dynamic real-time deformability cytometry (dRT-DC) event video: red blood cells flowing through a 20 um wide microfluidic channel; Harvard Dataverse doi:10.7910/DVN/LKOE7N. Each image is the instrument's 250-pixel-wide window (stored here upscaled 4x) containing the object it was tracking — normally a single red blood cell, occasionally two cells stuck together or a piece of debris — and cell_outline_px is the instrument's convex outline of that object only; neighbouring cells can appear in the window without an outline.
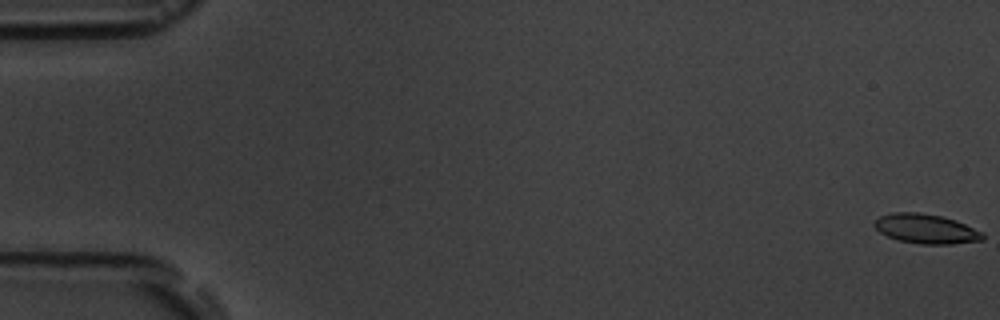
{"species": "common noctule bat (a hibernating species)", "species_latin": "Nyctalus noctula", "temperature_condition": "room temperature", "stored_images_in_passage": 6, "camera_frame_rate_fps": 3000, "um_per_image_px": 0.085, "animal": {"sex": "male", "body_mass_g": 19.5, "forearm_length_mm": 54.6}, "frame": {"image": 1, "passage_image": 1, "time_ms": 0.0, "image_size_px": [1000, 320], "cell_outline_px": [[984, 240], [952, 244], [920, 244], [900, 240], [888, 236], [880, 232], [872, 224], [880, 216], [892, 212], [916, 212], [940, 216], [956, 220], [984, 232]], "centroid_in_image_um": [78.74, 19.45], "position_along_channel_um": 6.3, "area_um2": 18.61}}
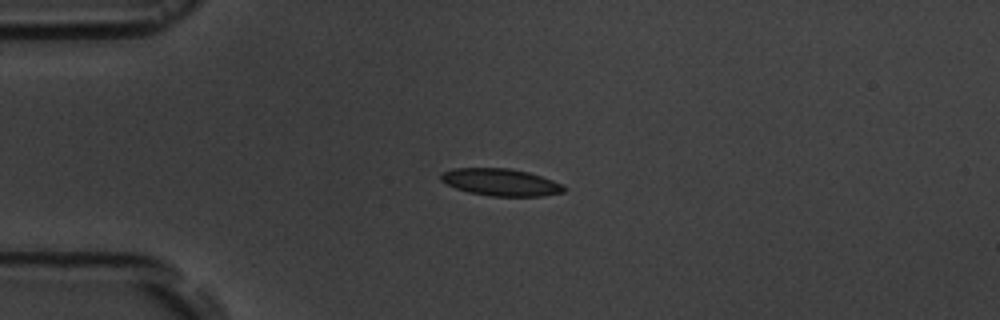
{"frame": {"image": 2, "passage_image": 5, "time_ms": 4.667, "image_size_px": [1000, 320], "cell_outline_px": [[568, 188], [564, 192], [540, 196], [492, 196], [468, 192], [456, 188], [440, 180], [440, 172], [452, 168], [508, 168], [528, 172], [552, 180]], "centroid_in_image_um": [42.53, 15.48], "position_along_channel_um": 42.5, "area_um2": 19.42}}